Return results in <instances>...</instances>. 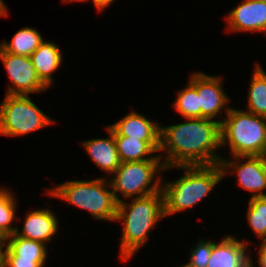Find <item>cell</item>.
<instances>
[{"instance_id": "19", "label": "cell", "mask_w": 266, "mask_h": 267, "mask_svg": "<svg viewBox=\"0 0 266 267\" xmlns=\"http://www.w3.org/2000/svg\"><path fill=\"white\" fill-rule=\"evenodd\" d=\"M43 41L35 28L25 27L17 31L11 43L4 40L0 46L8 53L30 57Z\"/></svg>"}, {"instance_id": "8", "label": "cell", "mask_w": 266, "mask_h": 267, "mask_svg": "<svg viewBox=\"0 0 266 267\" xmlns=\"http://www.w3.org/2000/svg\"><path fill=\"white\" fill-rule=\"evenodd\" d=\"M232 157L234 158L233 161L221 159L220 165L223 170V177L228 172L232 174L236 172L238 185L244 190L252 192V197L266 196V193H264L266 189V156ZM240 159H246V161L241 162Z\"/></svg>"}, {"instance_id": "22", "label": "cell", "mask_w": 266, "mask_h": 267, "mask_svg": "<svg viewBox=\"0 0 266 267\" xmlns=\"http://www.w3.org/2000/svg\"><path fill=\"white\" fill-rule=\"evenodd\" d=\"M0 187V233L6 238L13 235L17 229L12 227L15 220L16 198L9 189Z\"/></svg>"}, {"instance_id": "30", "label": "cell", "mask_w": 266, "mask_h": 267, "mask_svg": "<svg viewBox=\"0 0 266 267\" xmlns=\"http://www.w3.org/2000/svg\"><path fill=\"white\" fill-rule=\"evenodd\" d=\"M62 1H63L64 3H65V2H71V3H72L73 1H74V2H79V1H81V2L84 1V2H85V1H90V0H62ZM91 1H92V0H91Z\"/></svg>"}, {"instance_id": "34", "label": "cell", "mask_w": 266, "mask_h": 267, "mask_svg": "<svg viewBox=\"0 0 266 267\" xmlns=\"http://www.w3.org/2000/svg\"><path fill=\"white\" fill-rule=\"evenodd\" d=\"M254 1H258V2H266V0H254Z\"/></svg>"}, {"instance_id": "24", "label": "cell", "mask_w": 266, "mask_h": 267, "mask_svg": "<svg viewBox=\"0 0 266 267\" xmlns=\"http://www.w3.org/2000/svg\"><path fill=\"white\" fill-rule=\"evenodd\" d=\"M213 241H198V244L191 249L190 261L186 263L189 267H206L212 253Z\"/></svg>"}, {"instance_id": "15", "label": "cell", "mask_w": 266, "mask_h": 267, "mask_svg": "<svg viewBox=\"0 0 266 267\" xmlns=\"http://www.w3.org/2000/svg\"><path fill=\"white\" fill-rule=\"evenodd\" d=\"M109 138H96L82 142L83 148L101 170L113 174L120 166L116 142L112 129L107 126Z\"/></svg>"}, {"instance_id": "17", "label": "cell", "mask_w": 266, "mask_h": 267, "mask_svg": "<svg viewBox=\"0 0 266 267\" xmlns=\"http://www.w3.org/2000/svg\"><path fill=\"white\" fill-rule=\"evenodd\" d=\"M121 163L144 160H162L152 155L160 150V141H143L126 136H114Z\"/></svg>"}, {"instance_id": "5", "label": "cell", "mask_w": 266, "mask_h": 267, "mask_svg": "<svg viewBox=\"0 0 266 267\" xmlns=\"http://www.w3.org/2000/svg\"><path fill=\"white\" fill-rule=\"evenodd\" d=\"M106 187V188H105ZM107 187H109L107 189ZM51 197L65 200L80 209L88 210L97 220L115 221L118 202L110 181L104 178L63 182L46 192Z\"/></svg>"}, {"instance_id": "29", "label": "cell", "mask_w": 266, "mask_h": 267, "mask_svg": "<svg viewBox=\"0 0 266 267\" xmlns=\"http://www.w3.org/2000/svg\"><path fill=\"white\" fill-rule=\"evenodd\" d=\"M5 244H0V267H4Z\"/></svg>"}, {"instance_id": "9", "label": "cell", "mask_w": 266, "mask_h": 267, "mask_svg": "<svg viewBox=\"0 0 266 267\" xmlns=\"http://www.w3.org/2000/svg\"><path fill=\"white\" fill-rule=\"evenodd\" d=\"M0 59L13 84L8 87L6 94L29 95L48 89L38 78L30 57L8 53L0 46Z\"/></svg>"}, {"instance_id": "16", "label": "cell", "mask_w": 266, "mask_h": 267, "mask_svg": "<svg viewBox=\"0 0 266 267\" xmlns=\"http://www.w3.org/2000/svg\"><path fill=\"white\" fill-rule=\"evenodd\" d=\"M36 74L47 87L53 85V72H56L62 63V51L54 42L43 41L30 56Z\"/></svg>"}, {"instance_id": "25", "label": "cell", "mask_w": 266, "mask_h": 267, "mask_svg": "<svg viewBox=\"0 0 266 267\" xmlns=\"http://www.w3.org/2000/svg\"><path fill=\"white\" fill-rule=\"evenodd\" d=\"M46 260H26L20 257H4V267H44Z\"/></svg>"}, {"instance_id": "27", "label": "cell", "mask_w": 266, "mask_h": 267, "mask_svg": "<svg viewBox=\"0 0 266 267\" xmlns=\"http://www.w3.org/2000/svg\"><path fill=\"white\" fill-rule=\"evenodd\" d=\"M115 0H92L95 8L98 11H103L105 8L109 7Z\"/></svg>"}, {"instance_id": "7", "label": "cell", "mask_w": 266, "mask_h": 267, "mask_svg": "<svg viewBox=\"0 0 266 267\" xmlns=\"http://www.w3.org/2000/svg\"><path fill=\"white\" fill-rule=\"evenodd\" d=\"M30 95H8L0 103V134L22 136L54 123L31 101Z\"/></svg>"}, {"instance_id": "10", "label": "cell", "mask_w": 266, "mask_h": 267, "mask_svg": "<svg viewBox=\"0 0 266 267\" xmlns=\"http://www.w3.org/2000/svg\"><path fill=\"white\" fill-rule=\"evenodd\" d=\"M220 76H210L197 72V91L199 96V118L214 120L228 105L229 96L223 90ZM217 115V116H216Z\"/></svg>"}, {"instance_id": "26", "label": "cell", "mask_w": 266, "mask_h": 267, "mask_svg": "<svg viewBox=\"0 0 266 267\" xmlns=\"http://www.w3.org/2000/svg\"><path fill=\"white\" fill-rule=\"evenodd\" d=\"M257 261H258V266L266 267V246H264L262 243L259 246Z\"/></svg>"}, {"instance_id": "4", "label": "cell", "mask_w": 266, "mask_h": 267, "mask_svg": "<svg viewBox=\"0 0 266 267\" xmlns=\"http://www.w3.org/2000/svg\"><path fill=\"white\" fill-rule=\"evenodd\" d=\"M220 122L221 148L228 144L232 156H266V117L233 107L225 108Z\"/></svg>"}, {"instance_id": "32", "label": "cell", "mask_w": 266, "mask_h": 267, "mask_svg": "<svg viewBox=\"0 0 266 267\" xmlns=\"http://www.w3.org/2000/svg\"><path fill=\"white\" fill-rule=\"evenodd\" d=\"M262 244L266 246V237L263 239Z\"/></svg>"}, {"instance_id": "1", "label": "cell", "mask_w": 266, "mask_h": 267, "mask_svg": "<svg viewBox=\"0 0 266 267\" xmlns=\"http://www.w3.org/2000/svg\"><path fill=\"white\" fill-rule=\"evenodd\" d=\"M221 148L220 122L208 118H186L171 126L161 125L160 150L165 168L213 165L221 162L216 154ZM163 156V158H162Z\"/></svg>"}, {"instance_id": "23", "label": "cell", "mask_w": 266, "mask_h": 267, "mask_svg": "<svg viewBox=\"0 0 266 267\" xmlns=\"http://www.w3.org/2000/svg\"><path fill=\"white\" fill-rule=\"evenodd\" d=\"M247 211L249 226L263 240L266 237V196L251 197Z\"/></svg>"}, {"instance_id": "2", "label": "cell", "mask_w": 266, "mask_h": 267, "mask_svg": "<svg viewBox=\"0 0 266 267\" xmlns=\"http://www.w3.org/2000/svg\"><path fill=\"white\" fill-rule=\"evenodd\" d=\"M118 203L115 221H122L120 258L127 261L148 241L150 230L165 216L163 192Z\"/></svg>"}, {"instance_id": "12", "label": "cell", "mask_w": 266, "mask_h": 267, "mask_svg": "<svg viewBox=\"0 0 266 267\" xmlns=\"http://www.w3.org/2000/svg\"><path fill=\"white\" fill-rule=\"evenodd\" d=\"M247 242L238 241L233 235L224 236L220 243L213 242L206 267H250L251 257L247 252Z\"/></svg>"}, {"instance_id": "6", "label": "cell", "mask_w": 266, "mask_h": 267, "mask_svg": "<svg viewBox=\"0 0 266 267\" xmlns=\"http://www.w3.org/2000/svg\"><path fill=\"white\" fill-rule=\"evenodd\" d=\"M164 169L162 160L121 163L110 180L116 201L118 203L123 201L117 193L124 198H132L134 195L133 198H138L161 192L162 177H157L156 174L163 172Z\"/></svg>"}, {"instance_id": "33", "label": "cell", "mask_w": 266, "mask_h": 267, "mask_svg": "<svg viewBox=\"0 0 266 267\" xmlns=\"http://www.w3.org/2000/svg\"><path fill=\"white\" fill-rule=\"evenodd\" d=\"M252 261H253V259H250V267H254Z\"/></svg>"}, {"instance_id": "31", "label": "cell", "mask_w": 266, "mask_h": 267, "mask_svg": "<svg viewBox=\"0 0 266 267\" xmlns=\"http://www.w3.org/2000/svg\"><path fill=\"white\" fill-rule=\"evenodd\" d=\"M6 238L0 233V244H5Z\"/></svg>"}, {"instance_id": "14", "label": "cell", "mask_w": 266, "mask_h": 267, "mask_svg": "<svg viewBox=\"0 0 266 267\" xmlns=\"http://www.w3.org/2000/svg\"><path fill=\"white\" fill-rule=\"evenodd\" d=\"M114 136H126L143 141H160L161 126L136 111L108 125Z\"/></svg>"}, {"instance_id": "3", "label": "cell", "mask_w": 266, "mask_h": 267, "mask_svg": "<svg viewBox=\"0 0 266 267\" xmlns=\"http://www.w3.org/2000/svg\"><path fill=\"white\" fill-rule=\"evenodd\" d=\"M185 170L177 180L162 183L165 216L176 214L199 203L223 180V170L220 165L174 166L165 168Z\"/></svg>"}, {"instance_id": "21", "label": "cell", "mask_w": 266, "mask_h": 267, "mask_svg": "<svg viewBox=\"0 0 266 267\" xmlns=\"http://www.w3.org/2000/svg\"><path fill=\"white\" fill-rule=\"evenodd\" d=\"M189 83L185 88L177 92L173 106L184 119L199 118V96L197 91V72L189 77Z\"/></svg>"}, {"instance_id": "28", "label": "cell", "mask_w": 266, "mask_h": 267, "mask_svg": "<svg viewBox=\"0 0 266 267\" xmlns=\"http://www.w3.org/2000/svg\"><path fill=\"white\" fill-rule=\"evenodd\" d=\"M8 9H7V6L6 4L4 3L3 0H0V17L1 16H7L8 15Z\"/></svg>"}, {"instance_id": "13", "label": "cell", "mask_w": 266, "mask_h": 267, "mask_svg": "<svg viewBox=\"0 0 266 267\" xmlns=\"http://www.w3.org/2000/svg\"><path fill=\"white\" fill-rule=\"evenodd\" d=\"M23 221L22 230L17 227L15 231V234L22 238L46 244L58 232V220L49 208L29 212Z\"/></svg>"}, {"instance_id": "11", "label": "cell", "mask_w": 266, "mask_h": 267, "mask_svg": "<svg viewBox=\"0 0 266 267\" xmlns=\"http://www.w3.org/2000/svg\"><path fill=\"white\" fill-rule=\"evenodd\" d=\"M226 18L228 32L266 33V2L242 0Z\"/></svg>"}, {"instance_id": "18", "label": "cell", "mask_w": 266, "mask_h": 267, "mask_svg": "<svg viewBox=\"0 0 266 267\" xmlns=\"http://www.w3.org/2000/svg\"><path fill=\"white\" fill-rule=\"evenodd\" d=\"M4 257H20L26 260H46L47 244L22 238L15 233L6 237Z\"/></svg>"}, {"instance_id": "20", "label": "cell", "mask_w": 266, "mask_h": 267, "mask_svg": "<svg viewBox=\"0 0 266 267\" xmlns=\"http://www.w3.org/2000/svg\"><path fill=\"white\" fill-rule=\"evenodd\" d=\"M251 78L246 111L266 117V72L258 63Z\"/></svg>"}]
</instances>
